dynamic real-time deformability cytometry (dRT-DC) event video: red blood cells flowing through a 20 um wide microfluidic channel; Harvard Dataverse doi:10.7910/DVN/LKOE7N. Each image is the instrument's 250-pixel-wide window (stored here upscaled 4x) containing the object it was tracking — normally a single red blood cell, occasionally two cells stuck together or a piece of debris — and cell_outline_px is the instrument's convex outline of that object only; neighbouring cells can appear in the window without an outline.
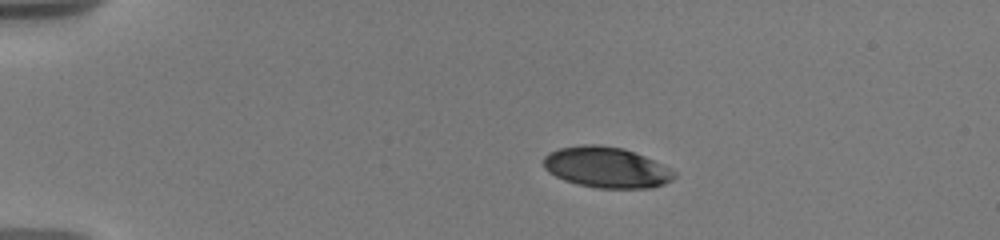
{"species": "human", "species_latin": "Homo sapiens", "temperature_condition": "warm", "stored_images_in_passage": 15, "camera_frame_rate_fps": 3000, "um_per_image_px": 0.085, "donor": {"sex": "male"}, "frame": {"image": 1, "passage_image": 1, "time_ms": 0.0, "image_size_px": [1000, 240], "cell_outline_px": [[676, 176], [672, 180], [664, 184], [652, 188], [596, 188], [576, 184], [564, 180], [548, 172], [544, 168], [544, 156], [548, 152], [560, 148], [584, 144], [596, 144], [624, 148], [644, 156], [676, 172]], "centroid_in_image_um": [51.52, 14.23], "position_along_channel_um": 33.5, "area_um2": 31.1}}
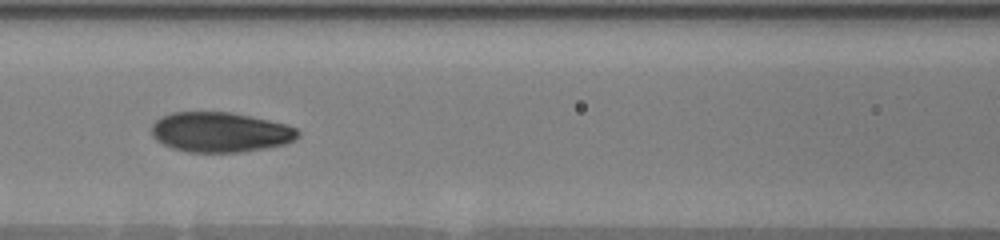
{"frame": {"image": 2, "passage_image": 11, "time_ms": 5.0, "image_size_px": [1000, 240], "cell_outline_px": [[300, 136], [296, 140], [284, 144], [264, 148], [240, 152], [188, 152], [172, 148], [156, 140], [152, 136], [152, 124], [156, 120], [172, 112], [232, 112], [288, 124], [296, 128], [300, 132]], "centroid_in_image_um": [18.75, 11.23], "position_along_channel_um": 147.8, "area_um2": 34.22}}
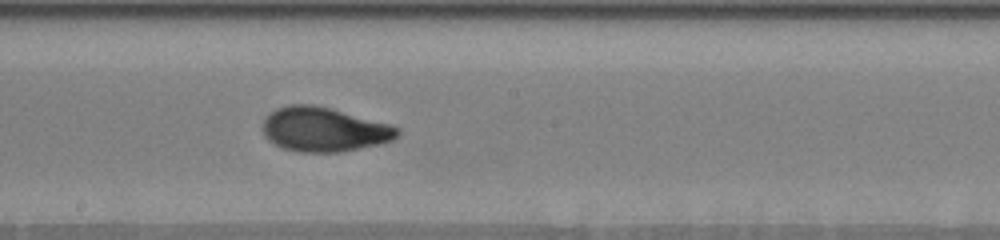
{"frame": {"image": 3, "passage_image": 15, "time_ms": 7.0, "image_size_px": [1000, 240], "cell_outline_px": [[400, 132], [392, 140], [380, 144], [340, 152], [300, 152], [280, 148], [268, 140], [264, 136], [264, 120], [276, 108], [288, 104], [316, 104], [392, 124], [400, 128]], "centroid_in_image_um": [27.55, 11.0], "position_along_channel_um": 220.6, "area_um2": 35.03}}